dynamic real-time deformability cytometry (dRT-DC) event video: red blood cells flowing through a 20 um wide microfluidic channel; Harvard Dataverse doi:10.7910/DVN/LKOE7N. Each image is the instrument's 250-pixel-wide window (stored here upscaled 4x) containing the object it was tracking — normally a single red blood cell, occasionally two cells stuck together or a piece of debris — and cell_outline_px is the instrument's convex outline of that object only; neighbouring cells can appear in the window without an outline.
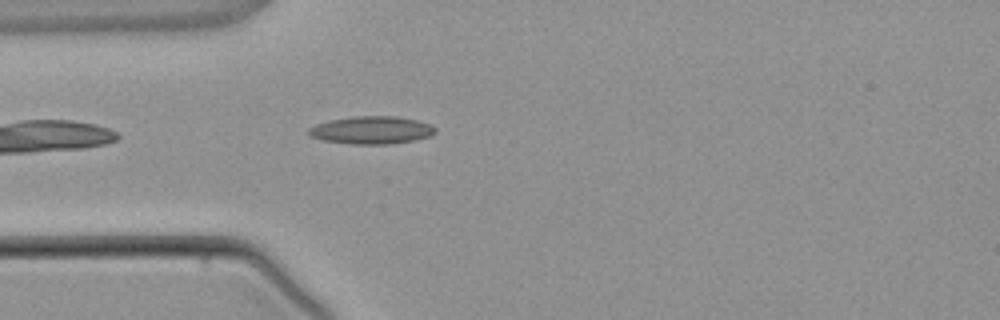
{"species": "common noctule bat (a hibernating species)", "species_latin": "Nyctalus noctula", "temperature_condition": "warm", "stored_images_in_passage": 2, "camera_frame_rate_fps": 3000, "um_per_image_px": 0.085, "animal": {"sex": "male", "body_mass_g": 21.5, "forearm_length_mm": 52.0}, "frame": {"image": 1, "passage_image": 2, "time_ms": 1.333, "image_size_px": [1000, 320], "cell_outline_px": [[436, 132], [432, 136], [416, 140], [392, 144], [352, 144], [324, 140], [308, 136], [308, 128], [316, 124], [328, 120], [356, 116], [396, 116], [416, 120], [428, 124], [436, 128]], "centroid_in_image_um": [31.58, 11.06], "position_along_channel_um": 53.4, "area_um2": 20.58}}